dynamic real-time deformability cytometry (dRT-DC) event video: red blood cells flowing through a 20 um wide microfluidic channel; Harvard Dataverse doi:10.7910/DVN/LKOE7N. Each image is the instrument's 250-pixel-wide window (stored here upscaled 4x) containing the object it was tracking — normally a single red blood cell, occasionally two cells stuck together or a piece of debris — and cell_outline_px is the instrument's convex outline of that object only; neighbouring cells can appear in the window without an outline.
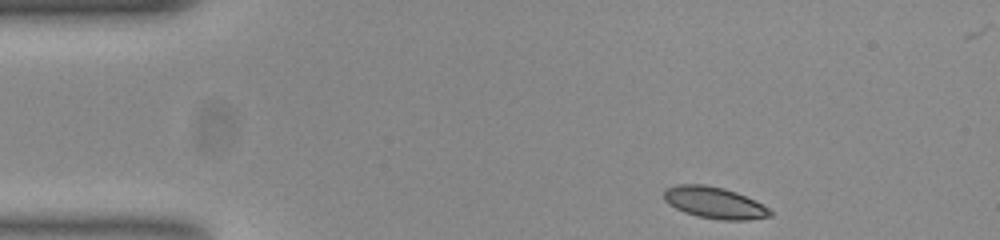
{"species": "common noctule bat (a hibernating species)", "species_latin": "Nyctalus noctula", "temperature_condition": "room temperature", "stored_images_in_passage": 48, "camera_frame_rate_fps": 3000, "um_per_image_px": 0.085, "animal": {"sex": "female", "body_mass_g": 23.0, "forearm_length_mm": 53.4}, "frame": {"image": 1, "passage_image": 1, "time_ms": 0.0, "image_size_px": [1000, 240], "cell_outline_px": [[772, 216], [748, 220], [720, 220], [696, 216], [684, 212], [668, 204], [664, 200], [664, 188], [676, 184], [704, 184], [724, 188], [736, 192], [764, 204], [772, 212]], "centroid_in_image_um": [60.71, 17.23], "position_along_channel_um": 24.3, "area_um2": 19.77}}
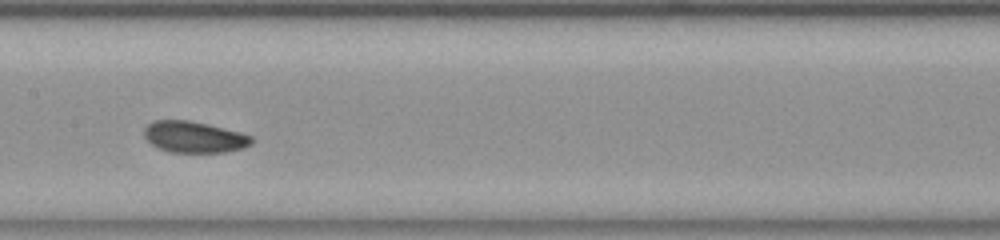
{"frame": {"image": 2, "passage_image": 20, "time_ms": 6.333, "image_size_px": [1000, 240], "cell_outline_px": [[252, 144], [244, 148], [224, 152], [168, 152], [152, 144], [144, 136], [144, 128], [152, 120], [188, 120], [208, 124], [240, 132], [252, 136]], "centroid_in_image_um": [16.5, 11.64], "position_along_channel_um": 190.9, "area_um2": 19.59}}
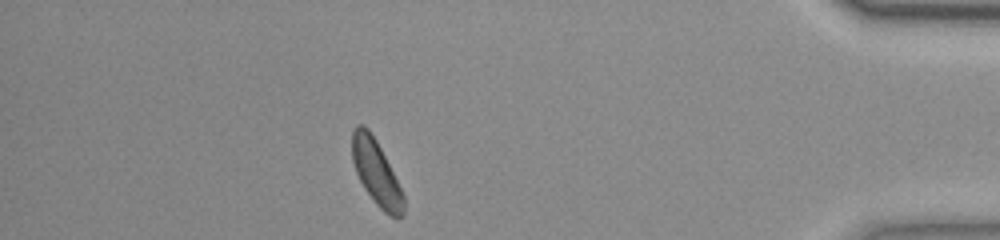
{"frame": {"image": 3, "passage_image": 41, "time_ms": 13.333, "image_size_px": [1000, 240], "cell_outline_px": [[404, 216], [396, 220], [388, 216], [376, 204], [364, 188], [356, 172], [352, 160], [352, 128], [356, 124], [364, 124], [368, 128], [376, 140], [404, 196]], "centroid_in_image_um": [31.97, 14.69], "position_along_channel_um": 403.2, "area_um2": 19.42}, "authors_computed_cell_mechanics": {"area_um2": 19.6809, "velocity_mm_per_s": 3.7258, "shape_relaxation_time_tau1_ms": 5.364, "shape_relaxation_time_tau2_ms": 3.3485, "deformation_change_tau1": 0.1035, "deformation_change_tau2": 0.08}}